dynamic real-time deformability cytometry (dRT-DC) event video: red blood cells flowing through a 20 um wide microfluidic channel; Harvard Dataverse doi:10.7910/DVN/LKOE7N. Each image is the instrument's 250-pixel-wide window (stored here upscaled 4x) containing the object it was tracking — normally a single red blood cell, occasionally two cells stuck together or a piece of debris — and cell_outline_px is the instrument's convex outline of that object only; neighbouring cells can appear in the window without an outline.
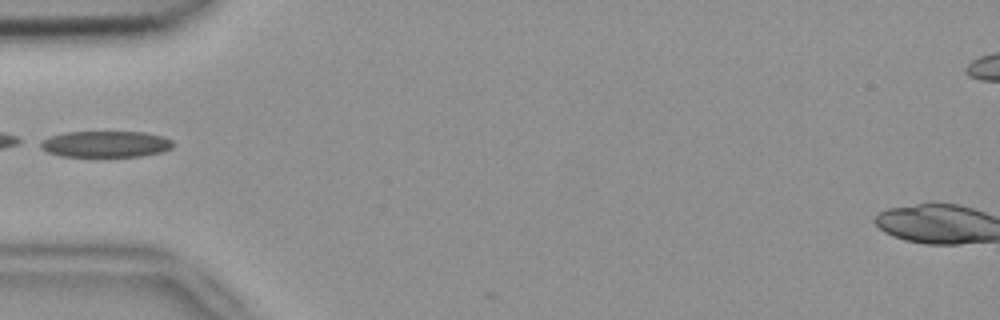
{"species": "common noctule bat (a hibernating species)", "species_latin": "Nyctalus noctula", "temperature_condition": "room temperature", "stored_images_in_passage": 4, "camera_frame_rate_fps": 3000, "um_per_image_px": 0.085, "animal": {"sex": "female", "body_mass_g": 18.4}, "frame": {"image": 1, "passage_image": 3, "time_ms": 0.667, "image_size_px": [1000, 320], "cell_outline_px": [[176, 144], [172, 148], [164, 152], [140, 156], [60, 156], [48, 152], [40, 148], [40, 144], [44, 140], [52, 136], [64, 132], [144, 132], [164, 136], [172, 140]], "centroid_in_image_um": [9.06, 12.25], "position_along_channel_um": 75.9, "area_um2": 20.35}}